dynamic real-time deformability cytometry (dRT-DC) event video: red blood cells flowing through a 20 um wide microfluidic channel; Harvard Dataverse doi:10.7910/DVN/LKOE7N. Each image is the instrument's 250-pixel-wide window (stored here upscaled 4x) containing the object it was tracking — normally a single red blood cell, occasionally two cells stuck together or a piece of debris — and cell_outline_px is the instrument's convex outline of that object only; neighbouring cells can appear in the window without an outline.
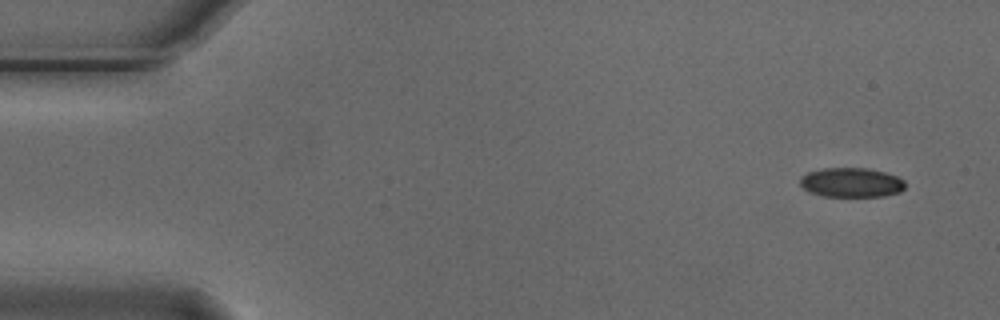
{"species": "Egyptian fruit bat (a non-hibernating species)", "species_latin": "Rousettus aegyptiacus", "temperature_condition": "cold", "stored_images_in_passage": 7, "camera_frame_rate_fps": 3000, "um_per_image_px": 0.085, "animal": {"sex": "male"}, "frame": {"image": 1, "passage_image": 1, "time_ms": 0.0, "image_size_px": [1000, 320], "cell_outline_px": [[904, 188], [900, 192], [884, 196], [824, 196], [812, 192], [804, 188], [800, 184], [800, 176], [808, 172], [824, 168], [868, 168], [884, 172], [896, 176], [904, 180]], "centroid_in_image_um": [72.37, 15.5], "position_along_channel_um": 12.6, "area_um2": 17.92}}
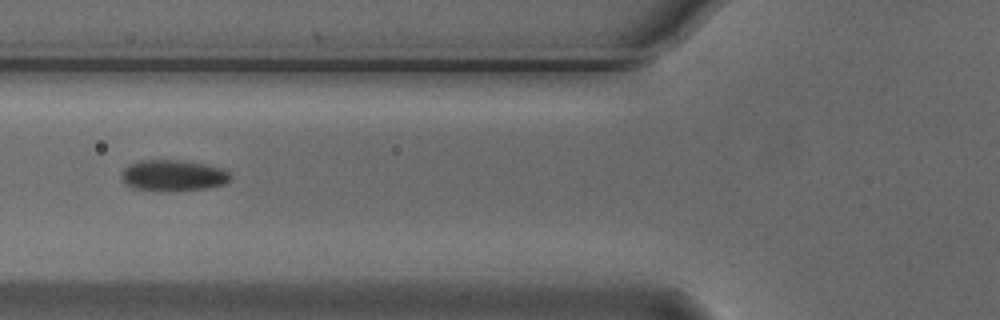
{"frame": {"image": 2, "passage_image": 6, "time_ms": 1.667, "image_size_px": [1000, 320], "cell_outline_px": [[232, 176], [224, 184], [208, 188], [168, 192], [132, 188], [124, 184], [120, 176], [120, 172], [128, 164], [140, 160], [180, 160], [204, 164], [224, 168]], "centroid_in_image_um": [14.67, 14.92], "position_along_channel_um": 111.1, "area_um2": 20.17}}
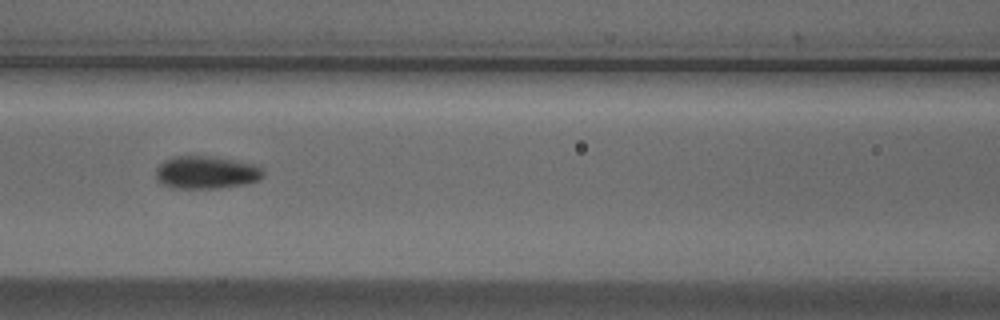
{"frame": {"image": 3, "passage_image": 7, "time_ms": 2.0, "image_size_px": [1000, 320], "cell_outline_px": [[264, 176], [260, 180], [244, 184], [220, 188], [168, 188], [160, 184], [156, 180], [156, 168], [160, 164], [176, 156], [204, 156], [260, 164], [264, 172]], "centroid_in_image_um": [17.55, 14.67], "position_along_channel_um": 149.0, "area_um2": 20.63}}